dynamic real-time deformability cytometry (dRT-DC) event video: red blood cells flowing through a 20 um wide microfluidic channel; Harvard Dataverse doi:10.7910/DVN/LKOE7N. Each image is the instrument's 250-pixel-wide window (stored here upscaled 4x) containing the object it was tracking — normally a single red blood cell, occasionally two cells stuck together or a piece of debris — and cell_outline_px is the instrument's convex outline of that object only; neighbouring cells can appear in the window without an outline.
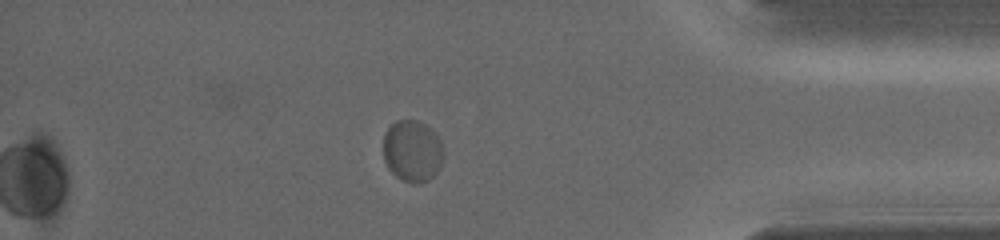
{"species": "common noctule bat (a hibernating species)", "species_latin": "Nyctalus noctula", "temperature_condition": "warm", "stored_images_in_passage": 43, "camera_frame_rate_fps": 5000, "um_per_image_px": 0.085, "animal": {"sex": "female", "body_mass_g": 19.0, "forearm_length_mm": 56.7}, "frame": {"image": 1, "passage_image": 43, "time_ms": 18.2, "image_size_px": [1000, 240], "cell_outline_px": [[444, 160], [440, 168], [428, 180], [420, 184], [412, 184], [396, 176], [388, 168], [384, 160], [384, 132], [396, 120], [416, 120], [432, 128], [436, 132], [444, 148]], "centroid_in_image_um": [35.09, 12.83], "position_along_channel_um": 400.1, "area_um2": 22.02}}